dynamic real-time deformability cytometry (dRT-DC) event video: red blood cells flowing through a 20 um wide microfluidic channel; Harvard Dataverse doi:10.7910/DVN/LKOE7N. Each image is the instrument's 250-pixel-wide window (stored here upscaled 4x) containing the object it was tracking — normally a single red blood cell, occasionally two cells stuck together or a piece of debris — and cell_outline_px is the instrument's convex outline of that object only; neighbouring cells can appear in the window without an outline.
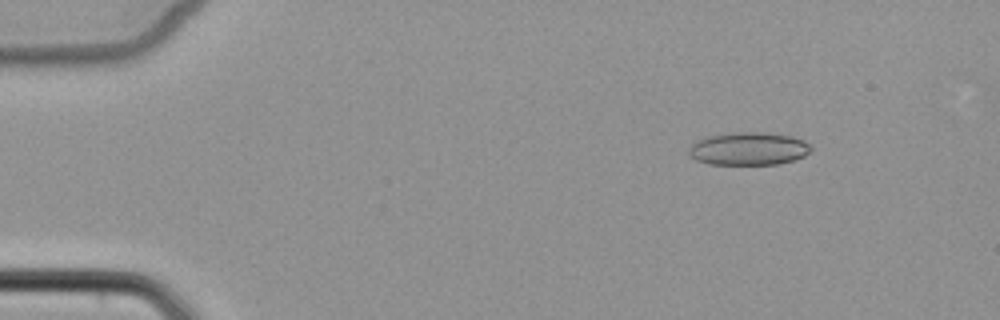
{"species": "common noctule bat (a hibernating species)", "species_latin": "Nyctalus noctula", "temperature_condition": "cold", "stored_images_in_passage": 6, "camera_frame_rate_fps": 3000, "um_per_image_px": 0.085, "animal": {"sex": "female", "body_mass_g": 22.7, "forearm_length_mm": 54.2}, "frame": {"image": 1, "passage_image": 2, "time_ms": 1.333, "image_size_px": [1000, 320], "cell_outline_px": [[812, 148], [804, 156], [796, 160], [780, 164], [708, 164], [696, 160], [688, 152], [688, 148], [696, 140], [708, 136], [732, 132], [764, 132], [792, 136], [804, 140]], "centroid_in_image_um": [63.63, 12.64], "position_along_channel_um": 21.4, "area_um2": 23.58}}
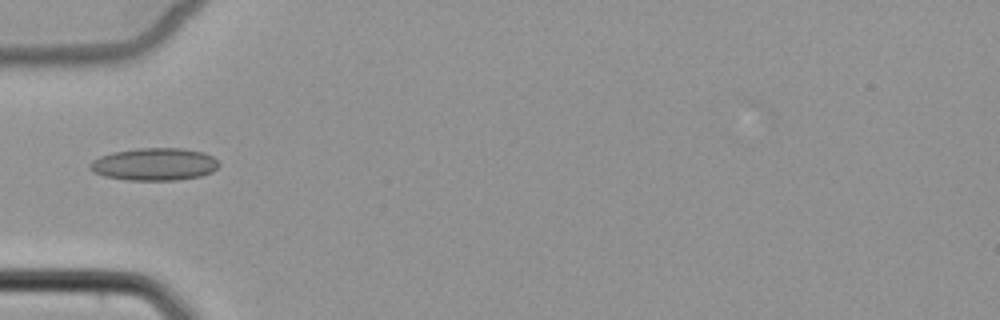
{"frame": {"image": 2, "passage_image": 5, "time_ms": 5.0, "image_size_px": [1000, 320], "cell_outline_px": [[220, 164], [212, 172], [200, 176], [176, 180], [128, 180], [104, 176], [92, 172], [88, 168], [88, 164], [92, 160], [100, 156], [112, 152], [136, 148], [184, 148], [204, 152], [212, 156]], "centroid_in_image_um": [13.09, 13.95], "position_along_channel_um": 71.9, "area_um2": 24.62}}
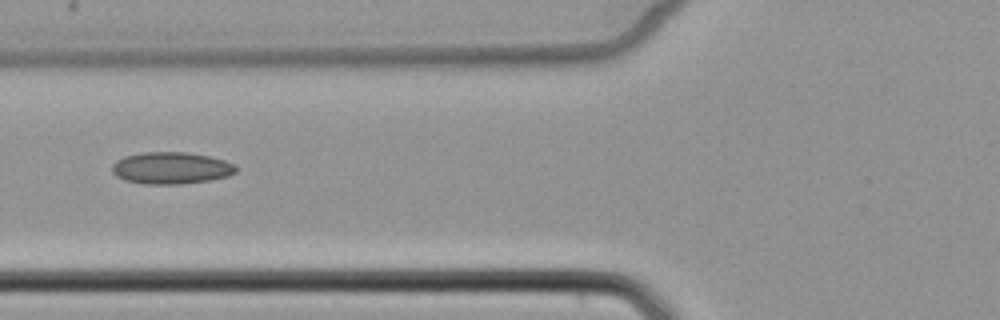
{"frame": {"image": 3, "passage_image": 6, "time_ms": 6.0, "image_size_px": [1000, 320], "cell_outline_px": [[236, 172], [228, 176], [212, 180], [180, 184], [144, 184], [124, 180], [116, 176], [112, 172], [112, 164], [116, 160], [124, 156], [140, 152], [188, 152], [208, 156], [224, 160], [236, 164]], "centroid_in_image_um": [14.53, 14.28], "position_along_channel_um": 111.3, "area_um2": 23.29}}